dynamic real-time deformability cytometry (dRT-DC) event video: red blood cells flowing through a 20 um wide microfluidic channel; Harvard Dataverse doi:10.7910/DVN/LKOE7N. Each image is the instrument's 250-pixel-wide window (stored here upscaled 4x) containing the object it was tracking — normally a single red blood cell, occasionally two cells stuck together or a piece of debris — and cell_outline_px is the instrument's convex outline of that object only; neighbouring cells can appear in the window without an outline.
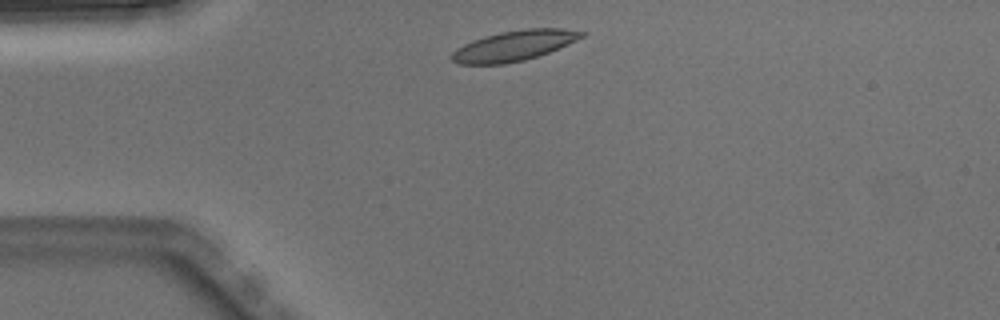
{"species": "Egyptian fruit bat (a non-hibernating species)", "species_latin": "Rousettus aegyptiacus", "temperature_condition": "warm", "stored_images_in_passage": 2, "camera_frame_rate_fps": 3000, "um_per_image_px": 0.085, "animal": {"sex": "male"}, "frame": {"image": 1, "passage_image": 1, "time_ms": 0.0, "image_size_px": [1000, 320], "cell_outline_px": [[584, 36], [576, 40], [548, 52], [524, 60], [504, 64], [456, 64], [448, 56], [456, 48], [472, 40], [484, 36], [500, 32], [528, 28], [564, 28], [584, 32]], "centroid_in_image_um": [43.62, 3.88], "position_along_channel_um": 41.4, "area_um2": 22.83}}